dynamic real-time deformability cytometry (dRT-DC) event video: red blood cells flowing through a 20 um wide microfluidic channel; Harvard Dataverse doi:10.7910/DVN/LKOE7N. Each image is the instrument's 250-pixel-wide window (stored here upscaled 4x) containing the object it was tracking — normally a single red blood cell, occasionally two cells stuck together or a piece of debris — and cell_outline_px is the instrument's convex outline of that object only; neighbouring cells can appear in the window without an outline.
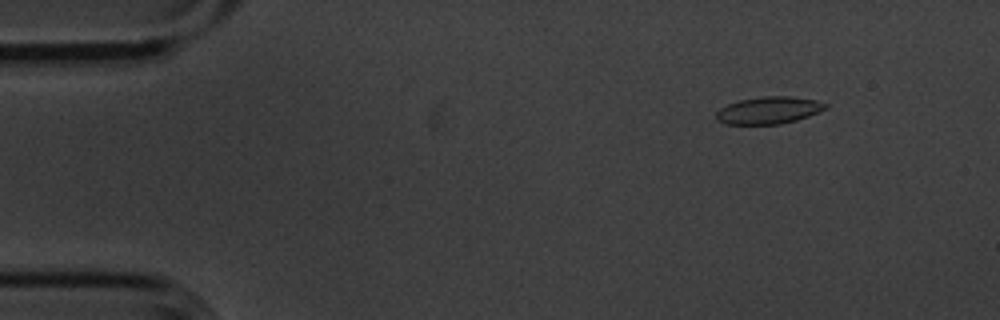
{"species": "common noctule bat (a hibernating species)", "species_latin": "Nyctalus noctula", "temperature_condition": "cold", "stored_images_in_passage": 43, "camera_frame_rate_fps": 3000, "um_per_image_px": 0.085, "animal": {"sex": "male", "body_mass_g": 20.1, "forearm_length_mm": 53.5}, "frame": {"image": 1, "passage_image": 4, "time_ms": 1.0, "image_size_px": [1000, 320], "cell_outline_px": [[828, 108], [808, 116], [796, 120], [780, 124], [724, 124], [716, 120], [716, 112], [720, 108], [728, 104], [740, 100], [760, 96], [792, 96], [816, 100], [828, 104]], "centroid_in_image_um": [65.34, 9.37], "position_along_channel_um": 19.7, "area_um2": 17.4}}
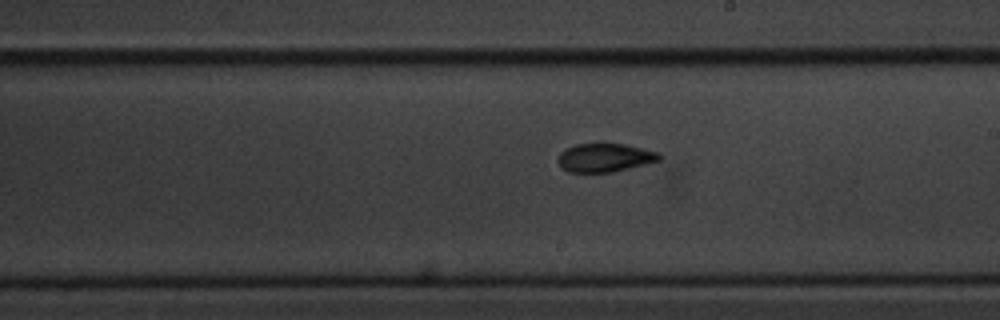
{"frame": {"image": 2, "passage_image": 29, "time_ms": 9.333, "image_size_px": [1000, 320], "cell_outline_px": [[660, 160], [612, 172], [568, 172], [560, 164], [560, 152], [576, 144], [624, 144], [656, 152], [660, 156]], "centroid_in_image_um": [51.4, 13.4], "position_along_channel_um": 237.6, "area_um2": 16.24}}
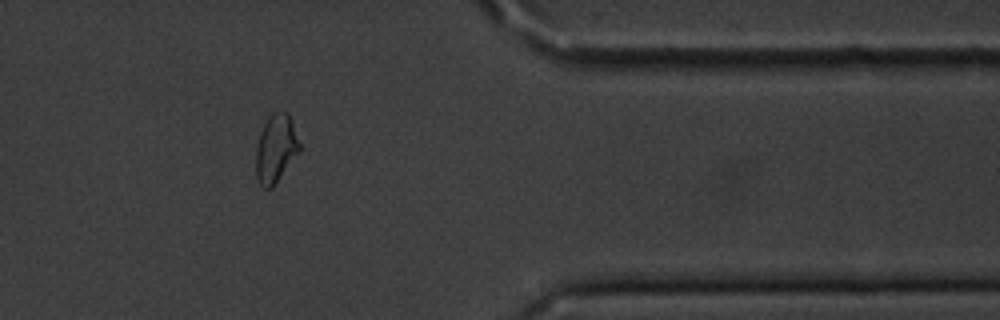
{"frame": {"image": 3, "passage_image": 43, "time_ms": 14.0, "image_size_px": [1000, 320], "cell_outline_px": [[300, 152], [272, 188], [264, 188], [256, 180], [256, 148], [260, 132], [268, 116], [272, 112], [288, 112], [300, 144]], "centroid_in_image_um": [23.44, 12.64], "position_along_channel_um": 388.0, "area_um2": 17.34}, "authors_computed_cell_mechanics": {"area_um2": 17.2244, "velocity_mm_per_s": 3.605, "shape_relaxation_time_tau1_ms": 5.4062, "shape_relaxation_time_tau2_ms": 1.8427, "deformation_change_tau1": 0.1371, "deformation_change_tau2": 0.0573}}